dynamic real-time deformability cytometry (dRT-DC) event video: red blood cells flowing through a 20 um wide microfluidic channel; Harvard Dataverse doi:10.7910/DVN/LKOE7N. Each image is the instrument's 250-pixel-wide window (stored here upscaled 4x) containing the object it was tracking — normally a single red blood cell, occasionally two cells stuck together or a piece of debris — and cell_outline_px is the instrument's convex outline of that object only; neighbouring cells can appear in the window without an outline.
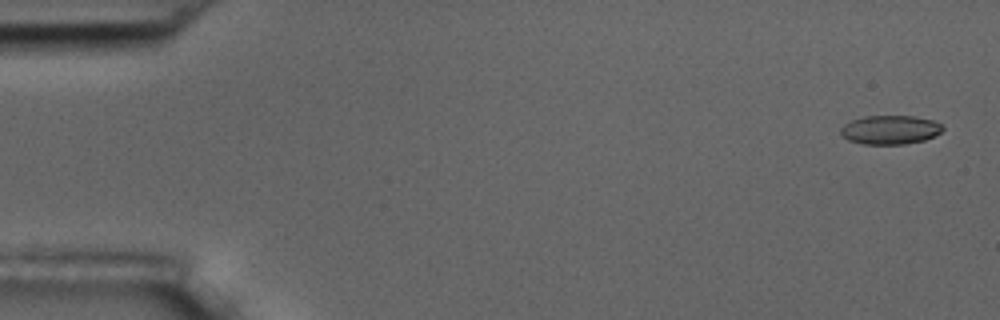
{"species": "common noctule bat (a hibernating species)", "species_latin": "Nyctalus noctula", "temperature_condition": "room temperature", "stored_images_in_passage": 5, "camera_frame_rate_fps": 3000, "um_per_image_px": 0.085, "animal": {"sex": "male", "body_mass_g": 17.5, "forearm_length_mm": 52.3}, "frame": {"image": 1, "passage_image": 1, "time_ms": 0.0, "image_size_px": [1000, 320], "cell_outline_px": [[944, 128], [940, 132], [924, 140], [904, 144], [864, 144], [848, 140], [840, 132], [840, 128], [844, 124], [852, 120], [864, 116], [912, 116], [932, 120], [940, 124]], "centroid_in_image_um": [75.63, 11.03], "position_along_channel_um": 9.4, "area_um2": 16.99}}
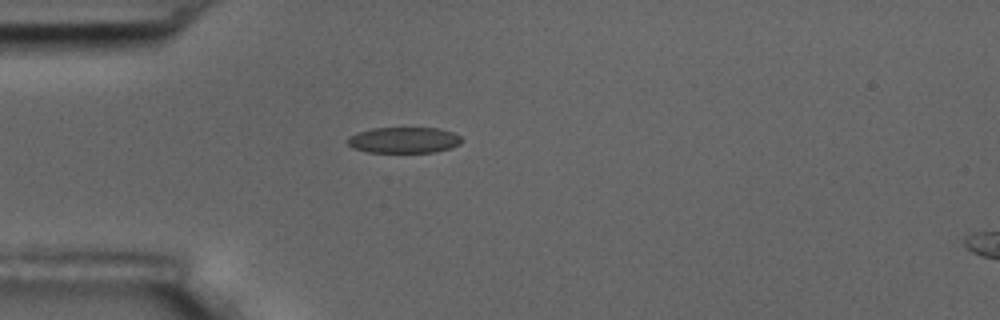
{"frame": {"image": 2, "passage_image": 4, "time_ms": 4.667, "image_size_px": [1000, 320], "cell_outline_px": [[460, 144], [452, 148], [432, 152], [368, 152], [352, 148], [348, 144], [348, 136], [372, 128], [436, 128], [452, 132], [460, 136]], "centroid_in_image_um": [34.32, 11.91], "position_along_channel_um": 50.7, "area_um2": 17.11}}